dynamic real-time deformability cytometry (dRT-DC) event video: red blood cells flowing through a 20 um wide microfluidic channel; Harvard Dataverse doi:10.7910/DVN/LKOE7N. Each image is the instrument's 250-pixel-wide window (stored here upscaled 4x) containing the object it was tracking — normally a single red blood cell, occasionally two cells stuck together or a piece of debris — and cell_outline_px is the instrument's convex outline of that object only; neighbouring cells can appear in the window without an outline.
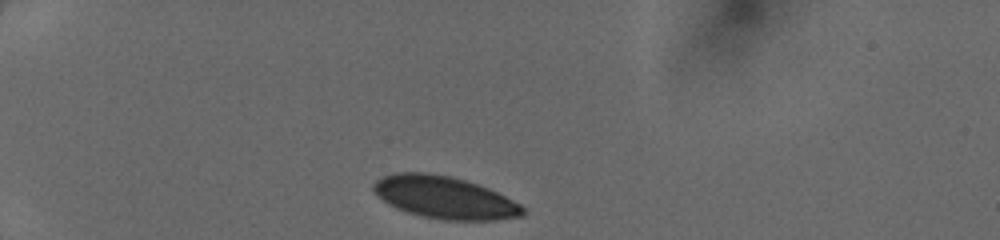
{"species": "human", "species_latin": "Homo sapiens", "temperature_condition": "cold", "stored_images_in_passage": 33, "camera_frame_rate_fps": 3000, "um_per_image_px": 0.085, "donor": {"sex": "female"}, "frame": {"image": 1, "passage_image": 1, "time_ms": 0.0, "image_size_px": [1000, 240], "cell_outline_px": [[524, 216], [496, 220], [444, 220], [420, 216], [396, 208], [388, 204], [372, 188], [372, 184], [376, 180], [384, 176], [396, 172], [428, 172], [452, 176], [488, 188], [520, 204], [524, 208]], "centroid_in_image_um": [37.78, 16.78], "position_along_channel_um": 47.2, "area_um2": 36.7}}
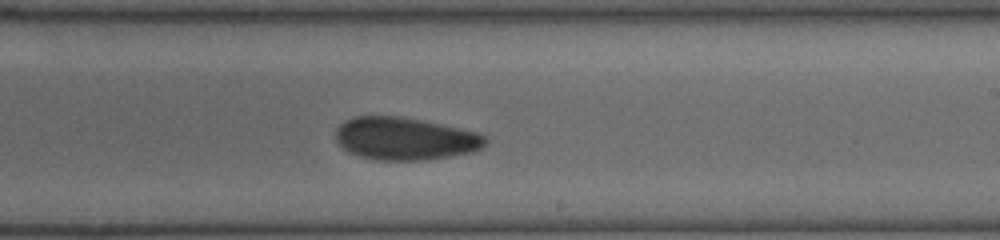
{"frame": {"image": 2, "passage_image": 19, "time_ms": 6.0, "image_size_px": [1000, 240], "cell_outline_px": [[488, 140], [480, 148], [472, 152], [428, 160], [372, 160], [348, 152], [336, 140], [336, 128], [344, 120], [356, 116], [400, 116], [480, 132], [488, 136]], "centroid_in_image_um": [34.43, 11.78], "position_along_channel_um": 254.6, "area_um2": 37.34}}
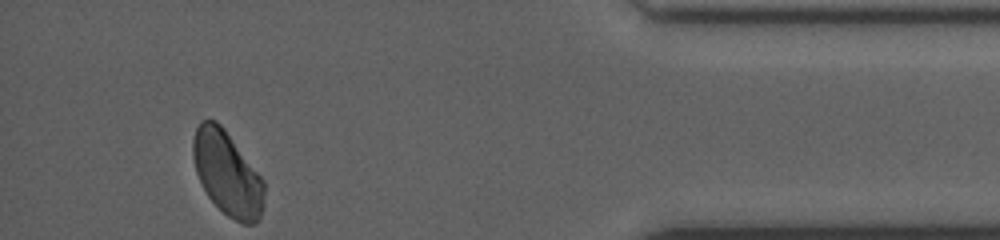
{"frame": {"image": 3, "passage_image": 33, "time_ms": 10.667, "image_size_px": [1000, 240], "cell_outline_px": [[264, 192], [260, 216], [256, 224], [244, 224], [228, 216], [208, 196], [196, 172], [192, 152], [192, 144], [196, 128], [200, 120], [216, 120], [224, 128], [264, 180]], "centroid_in_image_um": [19.31, 14.72], "position_along_channel_um": 415.9, "area_um2": 34.45}}